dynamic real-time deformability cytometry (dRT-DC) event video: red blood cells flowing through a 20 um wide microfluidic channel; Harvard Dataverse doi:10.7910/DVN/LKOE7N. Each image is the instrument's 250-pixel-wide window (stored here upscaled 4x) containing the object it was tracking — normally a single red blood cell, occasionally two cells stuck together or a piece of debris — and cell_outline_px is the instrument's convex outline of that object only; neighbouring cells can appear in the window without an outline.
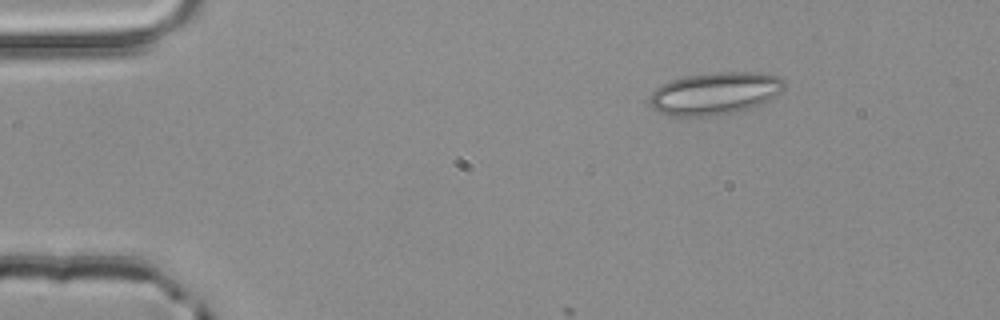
{"species": "common noctule bat (a hibernating species)", "species_latin": "Nyctalus noctula", "temperature_condition": "room temperature", "stored_images_in_passage": 3, "camera_frame_rate_fps": 3000, "um_per_image_px": 0.085, "animal": {"sex": "male", "body_mass_g": 20.4}, "frame": {"image": 1, "passage_image": 1, "time_ms": 0.0, "image_size_px": [1000, 320], "cell_outline_px": [[784, 88], [772, 100], [756, 108], [712, 116], [668, 116], [660, 112], [648, 104], [648, 96], [660, 84], [672, 80], [688, 76], [712, 72], [756, 72], [780, 76], [784, 80]], "centroid_in_image_um": [60.79, 7.95], "position_along_channel_um": 24.2, "area_um2": 33.87}}
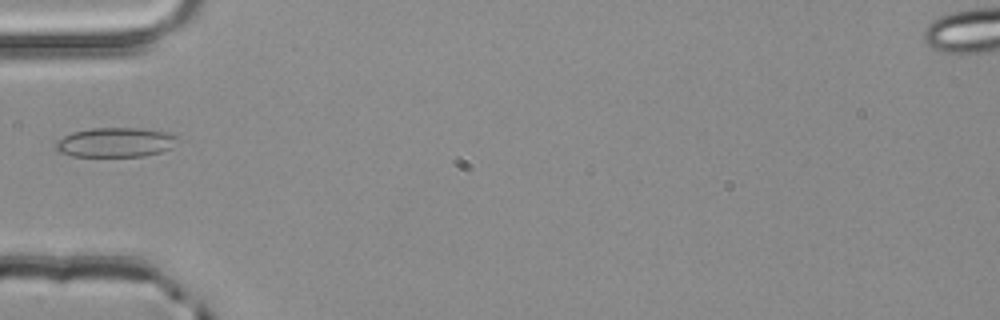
{"frame": {"image": 2, "passage_image": 3, "time_ms": 0.667, "image_size_px": [1000, 320], "cell_outline_px": [[184, 140], [172, 148], [160, 152], [144, 156], [72, 156], [56, 152], [52, 144], [56, 140], [72, 132], [92, 128], [140, 128], [176, 132]], "centroid_in_image_um": [9.9, 12.09], "position_along_channel_um": 75.1, "area_um2": 21.85}}